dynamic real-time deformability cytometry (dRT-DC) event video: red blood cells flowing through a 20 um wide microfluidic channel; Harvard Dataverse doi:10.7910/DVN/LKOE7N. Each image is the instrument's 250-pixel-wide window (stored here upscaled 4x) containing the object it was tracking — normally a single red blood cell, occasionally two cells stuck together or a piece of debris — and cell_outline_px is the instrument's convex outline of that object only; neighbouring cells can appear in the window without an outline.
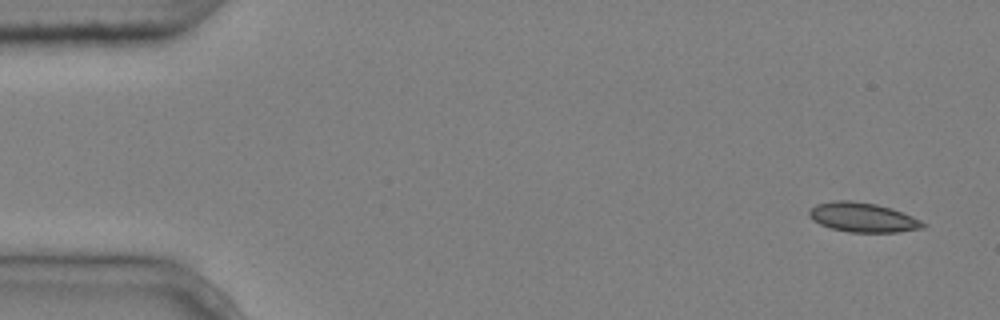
{"species": "common noctule bat (a hibernating species)", "species_latin": "Nyctalus noctula", "temperature_condition": "cold", "stored_images_in_passage": 4, "camera_frame_rate_fps": 3000, "um_per_image_px": 0.085, "animal": {"sex": "male", "body_mass_g": 20.4}, "frame": {"image": 1, "passage_image": 1, "time_ms": 0.0, "image_size_px": [1000, 320], "cell_outline_px": [[928, 224], [924, 228], [896, 232], [848, 232], [832, 228], [820, 224], [812, 220], [808, 216], [808, 212], [816, 204], [832, 200], [852, 200], [876, 204], [892, 208], [912, 216]], "centroid_in_image_um": [73.33, 18.47], "position_along_channel_um": 11.7, "area_um2": 19.65}}